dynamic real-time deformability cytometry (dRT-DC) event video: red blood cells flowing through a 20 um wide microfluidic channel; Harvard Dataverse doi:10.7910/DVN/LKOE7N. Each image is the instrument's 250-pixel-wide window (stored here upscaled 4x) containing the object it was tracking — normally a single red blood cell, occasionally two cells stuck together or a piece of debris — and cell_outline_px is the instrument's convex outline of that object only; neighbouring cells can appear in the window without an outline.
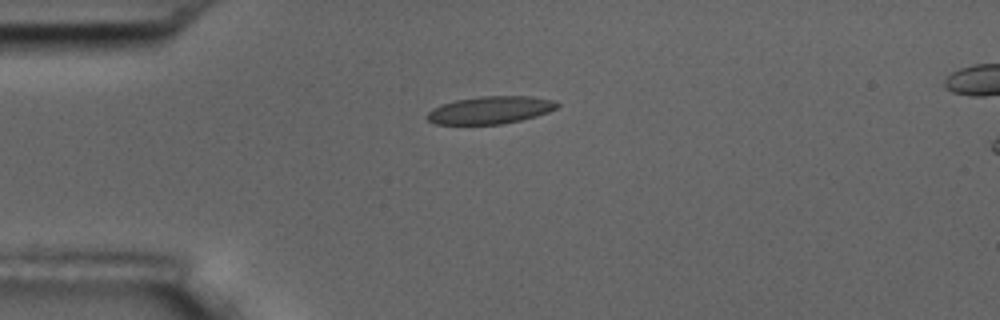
{"species": "common noctule bat (a hibernating species)", "species_latin": "Nyctalus noctula", "temperature_condition": "room temperature", "stored_images_in_passage": 6, "camera_frame_rate_fps": 3000, "um_per_image_px": 0.085, "animal": {"sex": "male", "body_mass_g": 17.5, "forearm_length_mm": 52.3}, "frame": {"image": 1, "passage_image": 1, "time_ms": 0.0, "image_size_px": [1000, 320], "cell_outline_px": [[560, 104], [556, 108], [548, 112], [536, 116], [504, 124], [436, 124], [428, 120], [424, 116], [432, 108], [440, 104], [456, 100], [480, 96], [532, 96], [556, 100]], "centroid_in_image_um": [41.67, 9.35], "position_along_channel_um": 43.3, "area_um2": 21.04}}
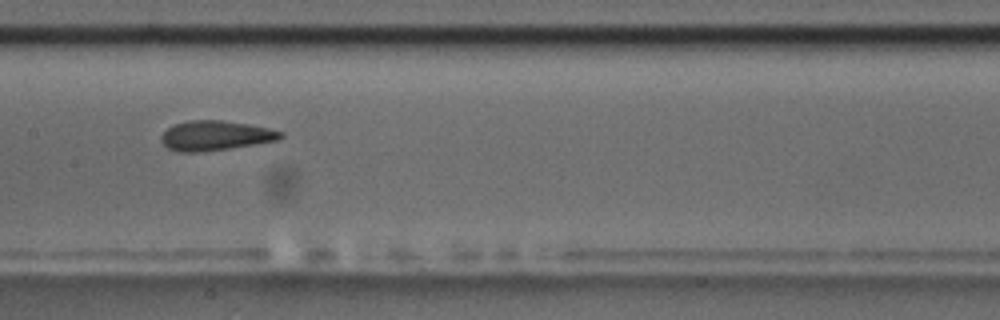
{"frame": {"image": 2, "passage_image": 5, "time_ms": 4.667, "image_size_px": [1000, 320], "cell_outline_px": [[284, 136], [280, 140], [256, 144], [228, 148], [196, 152], [180, 152], [168, 148], [160, 140], [160, 136], [168, 128], [176, 124], [188, 120], [220, 120], [248, 124], [268, 128], [284, 132]], "centroid_in_image_um": [18.33, 11.52], "position_along_channel_um": 189.1, "area_um2": 20.58}}
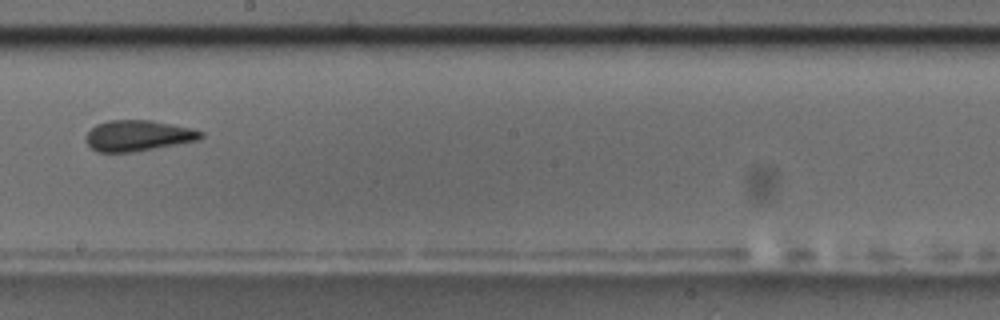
{"frame": {"image": 3, "passage_image": 6, "time_ms": 6.0, "image_size_px": [1000, 320], "cell_outline_px": [[204, 136], [200, 140], [132, 152], [96, 152], [88, 144], [88, 132], [96, 124], [108, 120], [152, 120], [192, 128], [204, 132]], "centroid_in_image_um": [11.78, 11.52], "position_along_channel_um": 236.4, "area_um2": 20.58}}